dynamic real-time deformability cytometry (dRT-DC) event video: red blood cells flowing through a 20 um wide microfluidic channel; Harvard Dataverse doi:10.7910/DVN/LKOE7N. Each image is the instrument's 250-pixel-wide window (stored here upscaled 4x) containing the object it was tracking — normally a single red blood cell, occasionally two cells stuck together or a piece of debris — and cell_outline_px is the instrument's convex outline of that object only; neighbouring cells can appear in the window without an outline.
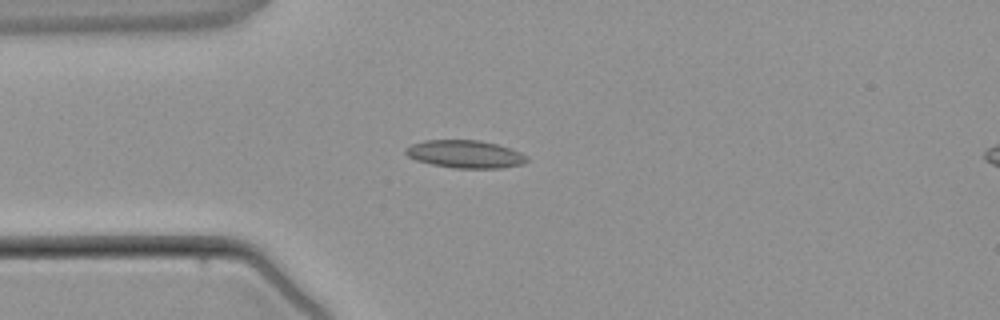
{"species": "common noctule bat (a hibernating species)", "species_latin": "Nyctalus noctula", "temperature_condition": "warm", "stored_images_in_passage": 5, "segment_of_instrument_passage": [1, 2], "camera_frame_rate_fps": 3000, "um_per_image_px": 0.085, "animal": {"sex": "male", "body_mass_g": 21.5, "forearm_length_mm": 52.0}, "frame": {"image": 1, "passage_image": 4, "time_ms": 3.667, "image_size_px": [1000, 320], "cell_outline_px": [[528, 160], [520, 164], [500, 168], [452, 168], [432, 164], [416, 160], [408, 156], [404, 152], [404, 148], [412, 144], [424, 140], [480, 140], [496, 144], [520, 152], [528, 156]], "centroid_in_image_um": [39.5, 13.1], "position_along_channel_um": 45.5, "area_um2": 19.54}}